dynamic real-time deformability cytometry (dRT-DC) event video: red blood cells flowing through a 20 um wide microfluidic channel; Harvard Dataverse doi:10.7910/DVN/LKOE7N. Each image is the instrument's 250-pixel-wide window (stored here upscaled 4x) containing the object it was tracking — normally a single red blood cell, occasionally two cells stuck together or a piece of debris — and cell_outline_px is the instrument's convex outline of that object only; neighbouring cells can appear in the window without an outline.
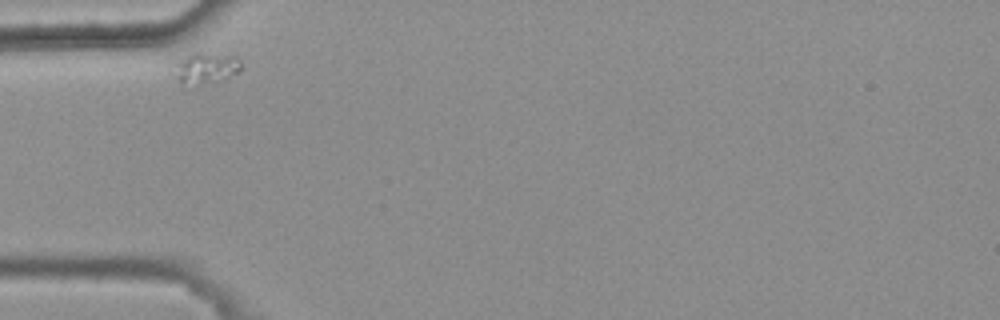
{"species": "common noctule bat (a hibernating species)", "species_latin": "Nyctalus noctula", "temperature_condition": "warm", "stored_images_in_passage": 7, "camera_frame_rate_fps": 3000, "um_per_image_px": 0.085, "animal": {"sex": "female", "body_mass_g": 25.1}, "frame": {"image": 1, "passage_image": 5, "time_ms": 1.333, "image_size_px": [1000, 320], "cell_outline_px": [[240, 68], [236, 72], [228, 76], [200, 84], [180, 84], [172, 76], [176, 60], [192, 52], [232, 52], [240, 60]], "centroid_in_image_um": [17.43, 5.7], "position_along_channel_um": 67.6, "area_um2": 12.54}}